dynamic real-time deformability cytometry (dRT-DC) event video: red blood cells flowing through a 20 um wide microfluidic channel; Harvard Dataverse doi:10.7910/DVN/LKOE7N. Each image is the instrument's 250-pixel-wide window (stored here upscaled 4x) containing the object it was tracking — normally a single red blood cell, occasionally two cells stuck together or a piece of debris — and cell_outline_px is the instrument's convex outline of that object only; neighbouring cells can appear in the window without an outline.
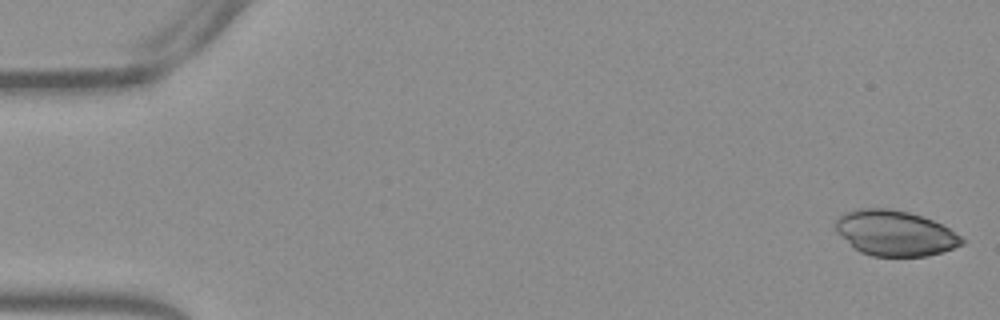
{"species": "Egyptian fruit bat (a non-hibernating species)", "species_latin": "Rousettus aegyptiacus", "temperature_condition": "warm", "stored_images_in_passage": 53, "camera_frame_rate_fps": 3000, "um_per_image_px": 0.085, "frame": {"image": 1, "passage_image": 1, "time_ms": 0.0, "image_size_px": [1000, 320], "cell_outline_px": [[964, 244], [944, 252], [928, 256], [872, 256], [860, 252], [836, 232], [836, 220], [844, 212], [856, 208], [892, 208], [908, 212], [932, 220], [948, 228], [960, 236], [964, 240]], "centroid_in_image_um": [76.07, 19.81], "position_along_channel_um": 8.9, "area_um2": 33.35}}
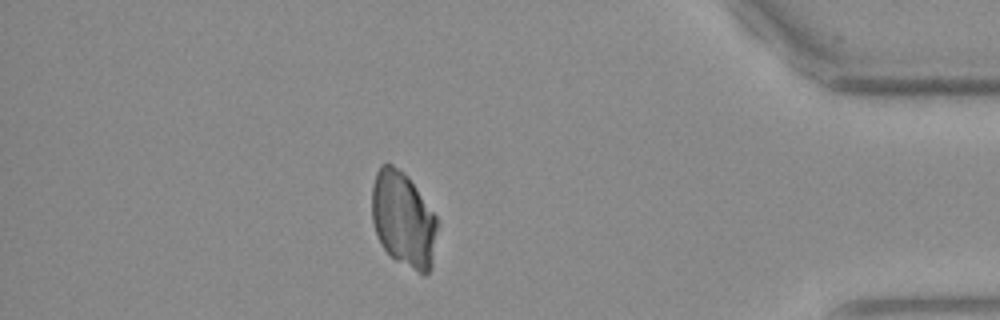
{"frame": {"image": 2, "passage_image": 46, "time_ms": 15.0, "image_size_px": [1000, 320], "cell_outline_px": [[440, 224], [432, 268], [424, 276], [396, 260], [380, 244], [372, 220], [372, 184], [376, 172], [380, 164], [392, 164], [404, 172], [408, 176], [436, 216]], "centroid_in_image_um": [34.32, 18.66], "position_along_channel_um": 400.9, "area_um2": 36.88}}
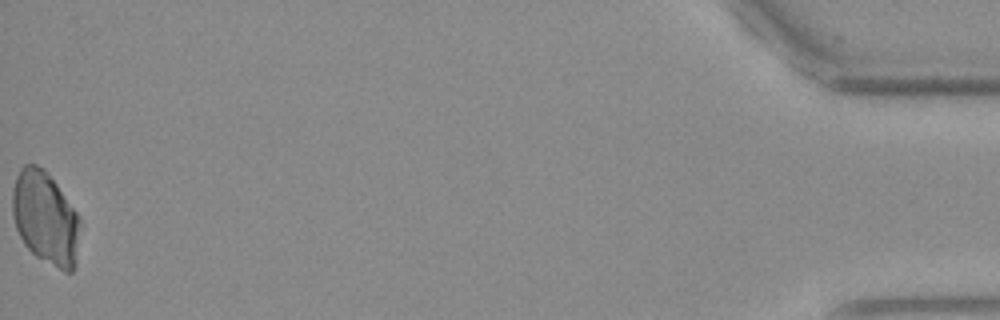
{"frame": {"image": 3, "passage_image": 53, "time_ms": 17.333, "image_size_px": [1000, 320], "cell_outline_px": [[80, 224], [76, 268], [72, 272], [64, 272], [36, 256], [24, 244], [16, 228], [12, 216], [12, 192], [16, 176], [20, 168], [24, 164], [36, 164], [44, 168], [56, 184], [76, 212], [80, 220]], "centroid_in_image_um": [3.85, 18.54], "position_along_channel_um": 431.3, "area_um2": 36.76}}